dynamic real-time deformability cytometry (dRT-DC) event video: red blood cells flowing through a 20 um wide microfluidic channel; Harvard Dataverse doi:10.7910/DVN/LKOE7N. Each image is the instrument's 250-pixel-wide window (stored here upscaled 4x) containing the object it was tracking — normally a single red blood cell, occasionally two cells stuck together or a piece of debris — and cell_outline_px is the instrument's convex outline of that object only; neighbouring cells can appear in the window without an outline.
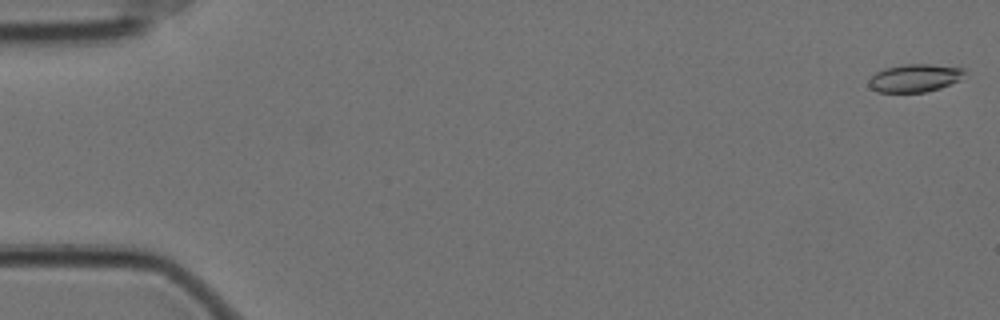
{"species": "Egyptian fruit bat (a non-hibernating species)", "species_latin": "Rousettus aegyptiacus", "temperature_condition": "cold", "stored_images_in_passage": 58, "camera_frame_rate_fps": 3000, "um_per_image_px": 0.085, "animal": {"sex": "female"}, "frame": {"image": 1, "passage_image": 1, "time_ms": 0.0, "image_size_px": [1000, 320], "cell_outline_px": [[964, 72], [960, 80], [940, 88], [924, 92], [876, 92], [868, 84], [868, 80], [876, 72], [884, 68], [904, 64], [932, 64], [964, 68]], "centroid_in_image_um": [77.73, 6.63], "position_along_channel_um": 7.3, "area_um2": 15.55}}
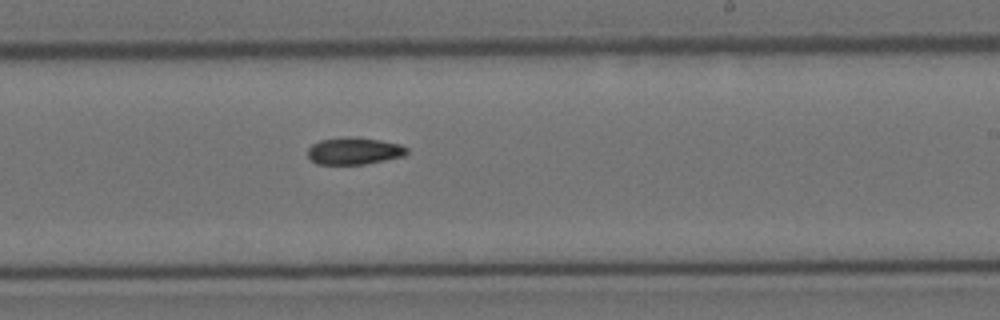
{"frame": {"image": 2, "passage_image": 35, "time_ms": 11.333, "image_size_px": [1000, 320], "cell_outline_px": [[408, 152], [404, 156], [364, 164], [316, 164], [308, 156], [308, 148], [312, 144], [320, 140], [348, 136], [380, 140], [400, 144], [408, 148]], "centroid_in_image_um": [30.1, 12.82], "position_along_channel_um": 258.9, "area_um2": 15.61}}
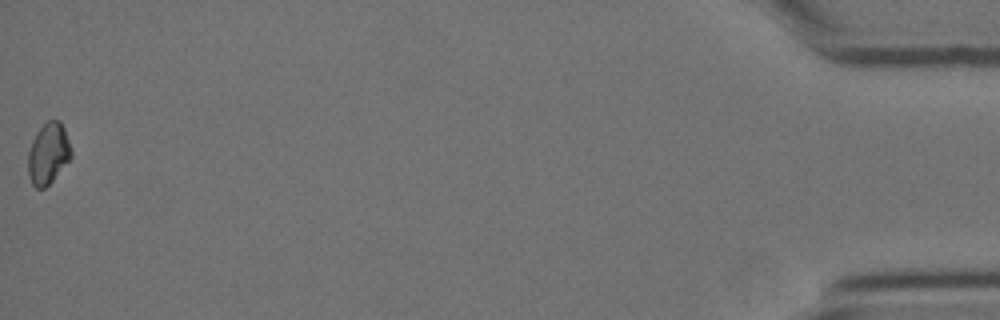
{"frame": {"image": 3, "passage_image": 58, "time_ms": 19.0, "image_size_px": [1000, 320], "cell_outline_px": [[72, 156], [52, 180], [44, 188], [36, 188], [32, 184], [28, 176], [28, 152], [32, 140], [36, 132], [48, 120], [60, 120], [64, 128], [72, 152]], "centroid_in_image_um": [4.08, 13.04], "position_along_channel_um": 431.1, "area_um2": 15.2}}